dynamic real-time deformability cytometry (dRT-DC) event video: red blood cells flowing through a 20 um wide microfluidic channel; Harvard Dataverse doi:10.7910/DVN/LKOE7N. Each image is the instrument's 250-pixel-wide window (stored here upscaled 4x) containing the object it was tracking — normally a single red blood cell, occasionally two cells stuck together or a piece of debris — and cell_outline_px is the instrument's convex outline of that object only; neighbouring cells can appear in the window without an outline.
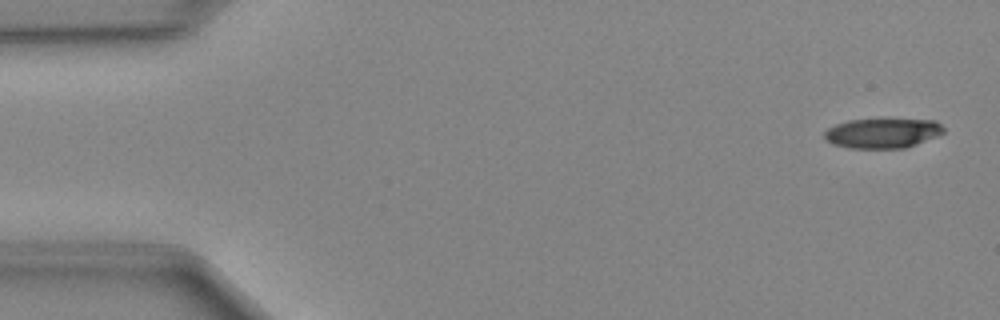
{"species": "Egyptian fruit bat (a non-hibernating species)", "species_latin": "Rousettus aegyptiacus", "temperature_condition": "cold", "stored_images_in_passage": 48, "camera_frame_rate_fps": 3000, "um_per_image_px": 0.085, "animal": {"sex": "female"}, "frame": {"image": 1, "passage_image": 2, "time_ms": 0.333, "image_size_px": [1000, 320], "cell_outline_px": [[944, 132], [936, 136], [916, 144], [904, 148], [848, 148], [832, 144], [824, 136], [824, 132], [828, 128], [836, 124], [848, 120], [880, 116], [888, 116], [936, 120], [944, 128]], "centroid_in_image_um": [75.03, 11.25], "position_along_channel_um": 10.0, "area_um2": 21.79}}
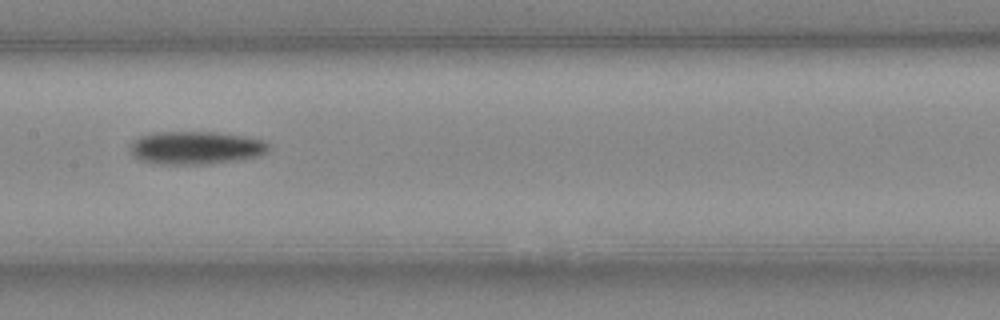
{"frame": {"image": 2, "passage_image": 24, "time_ms": 7.667, "image_size_px": [1000, 320], "cell_outline_px": [[268, 148], [260, 156], [236, 160], [208, 164], [160, 164], [140, 160], [132, 156], [128, 148], [140, 136], [156, 132], [216, 132], [240, 136], [260, 140], [268, 144]], "centroid_in_image_um": [16.58, 12.57], "position_along_channel_um": 190.8, "area_um2": 26.36}}
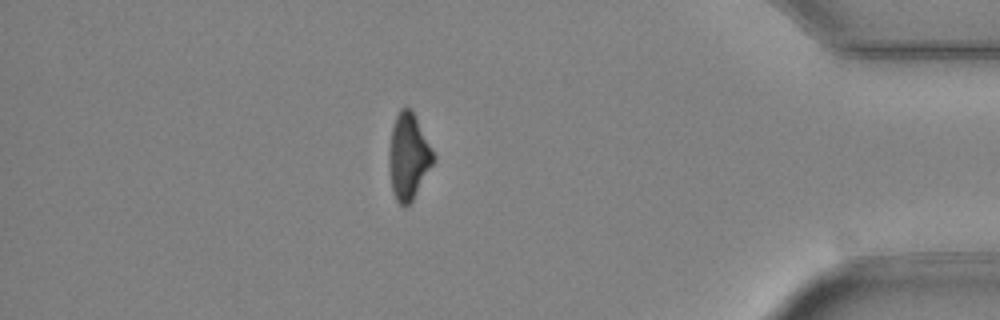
{"frame": {"image": 3, "passage_image": 42, "time_ms": 13.667, "image_size_px": [1000, 320], "cell_outline_px": [[436, 160], [412, 200], [404, 208], [396, 200], [392, 188], [388, 164], [388, 152], [392, 128], [396, 116], [400, 108], [412, 108], [436, 156]], "centroid_in_image_um": [34.73, 13.29], "position_along_channel_um": 400.5, "area_um2": 22.43}}